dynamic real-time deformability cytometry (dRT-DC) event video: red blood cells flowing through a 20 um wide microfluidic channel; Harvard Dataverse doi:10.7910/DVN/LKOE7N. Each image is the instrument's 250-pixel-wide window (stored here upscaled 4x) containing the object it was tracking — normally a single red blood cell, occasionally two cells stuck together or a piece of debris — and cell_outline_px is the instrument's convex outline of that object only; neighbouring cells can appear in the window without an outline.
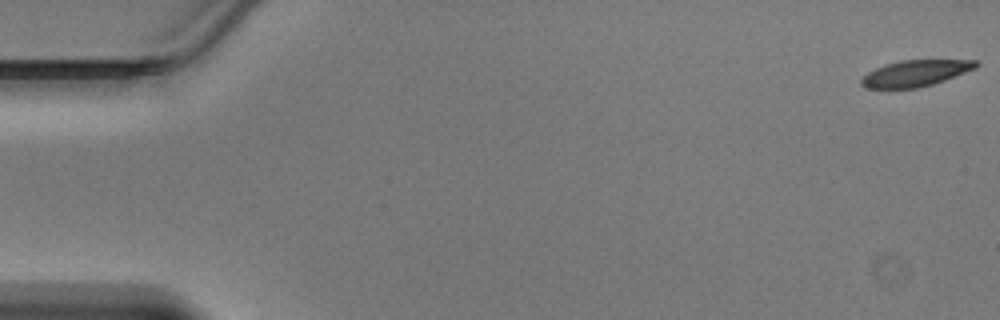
{"species": "Egyptian fruit bat (a non-hibernating species)", "species_latin": "Rousettus aegyptiacus", "temperature_condition": "warm", "stored_images_in_passage": 44, "camera_frame_rate_fps": 3000, "um_per_image_px": 0.085, "animal": {"sex": "male"}, "frame": {"image": 1, "passage_image": 1, "time_ms": 0.0, "image_size_px": [1000, 320], "cell_outline_px": [[980, 64], [976, 68], [944, 80], [932, 84], [916, 88], [864, 88], [860, 84], [860, 80], [868, 72], [884, 64], [900, 60], [976, 60]], "centroid_in_image_um": [77.79, 6.22], "position_along_channel_um": 7.2, "area_um2": 17.46}}
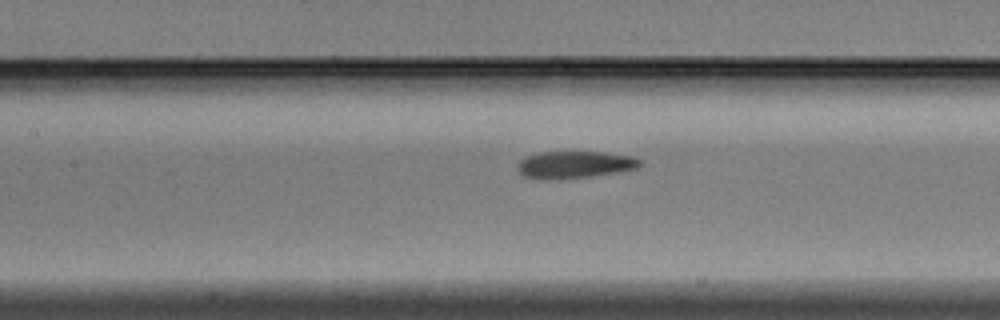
{"frame": {"image": 2, "passage_image": 22, "time_ms": 7.0, "image_size_px": [1000, 320], "cell_outline_px": [[640, 168], [592, 176], [560, 180], [536, 180], [524, 176], [516, 168], [516, 164], [524, 156], [540, 152], [604, 152], [632, 156], [640, 160]], "centroid_in_image_um": [48.78, 14.01], "position_along_channel_um": 158.6, "area_um2": 19.77}}
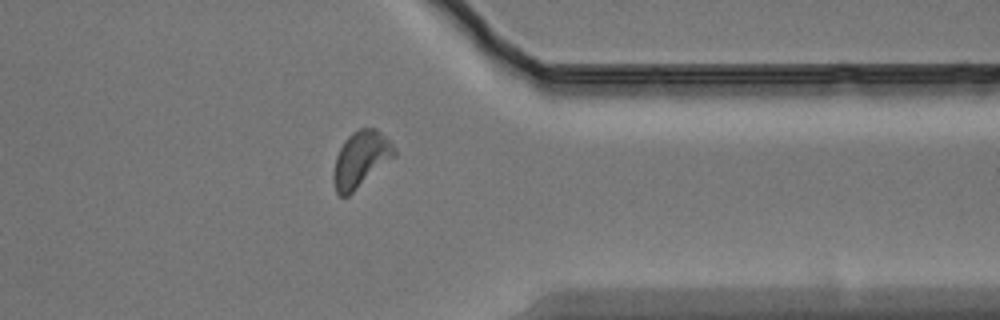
{"frame": {"image": 3, "passage_image": 38, "time_ms": 12.333, "image_size_px": [1000, 320], "cell_outline_px": [[396, 156], [348, 196], [340, 196], [336, 192], [332, 176], [332, 172], [336, 156], [344, 140], [352, 132], [360, 128], [376, 128], [396, 148]], "centroid_in_image_um": [30.65, 13.54], "position_along_channel_um": 380.7, "area_um2": 19.88}}